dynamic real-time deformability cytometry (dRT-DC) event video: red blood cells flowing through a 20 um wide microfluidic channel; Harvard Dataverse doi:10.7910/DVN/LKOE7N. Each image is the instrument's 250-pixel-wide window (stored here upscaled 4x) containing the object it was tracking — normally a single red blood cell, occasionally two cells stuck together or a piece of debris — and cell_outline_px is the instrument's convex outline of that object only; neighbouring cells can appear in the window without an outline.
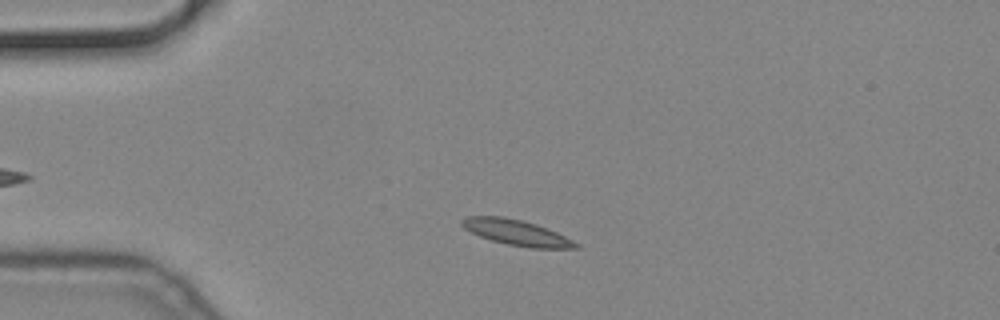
{"species": "common noctule bat (a hibernating species)", "species_latin": "Nyctalus noctula", "temperature_condition": "cold", "stored_images_in_passage": 45, "camera_frame_rate_fps": 3000, "um_per_image_px": 0.085, "animal": {"sex": "male", "body_mass_g": 19.2, "forearm_length_mm": 51.8}, "frame": {"image": 1, "passage_image": 8, "time_ms": 2.333, "image_size_px": [1000, 320], "cell_outline_px": [[580, 248], [532, 248], [508, 244], [492, 240], [480, 236], [464, 228], [460, 224], [460, 220], [468, 216], [504, 216], [536, 224], [556, 232], [580, 244]], "centroid_in_image_um": [43.9, 19.76], "position_along_channel_um": 41.1, "area_um2": 16.76}}
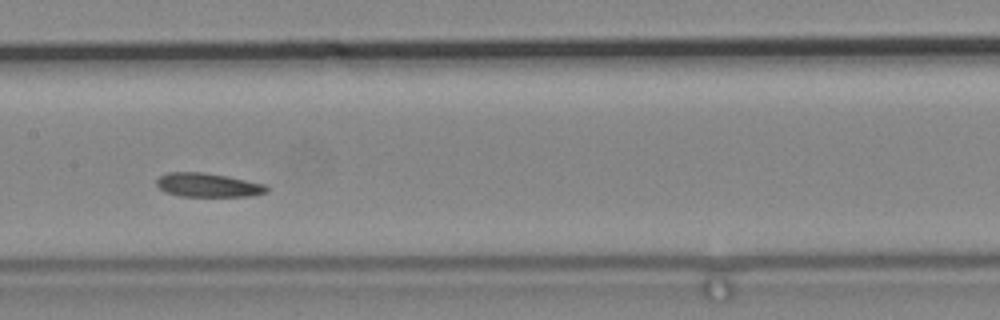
{"frame": {"image": 2, "passage_image": 23, "time_ms": 7.333, "image_size_px": [1000, 320], "cell_outline_px": [[268, 192], [252, 196], [180, 196], [164, 192], [156, 184], [156, 180], [160, 176], [168, 172], [204, 172], [228, 176], [264, 184], [268, 188]], "centroid_in_image_um": [17.67, 15.73], "position_along_channel_um": 189.7, "area_um2": 15.37}}
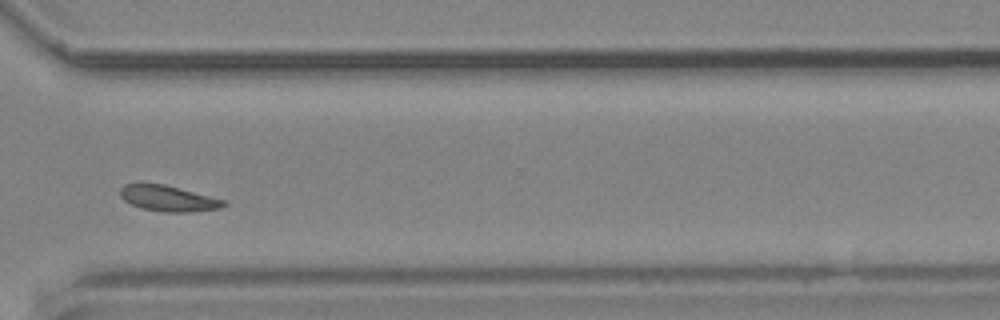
{"frame": {"image": 3, "passage_image": 37, "time_ms": 12.0, "image_size_px": [1000, 320], "cell_outline_px": [[228, 204], [220, 208], [192, 212], [164, 212], [140, 208], [124, 200], [120, 196], [120, 188], [124, 184], [164, 184], [224, 200]], "centroid_in_image_um": [14.29, 16.88], "position_along_channel_um": 356.3, "area_um2": 15.37}}